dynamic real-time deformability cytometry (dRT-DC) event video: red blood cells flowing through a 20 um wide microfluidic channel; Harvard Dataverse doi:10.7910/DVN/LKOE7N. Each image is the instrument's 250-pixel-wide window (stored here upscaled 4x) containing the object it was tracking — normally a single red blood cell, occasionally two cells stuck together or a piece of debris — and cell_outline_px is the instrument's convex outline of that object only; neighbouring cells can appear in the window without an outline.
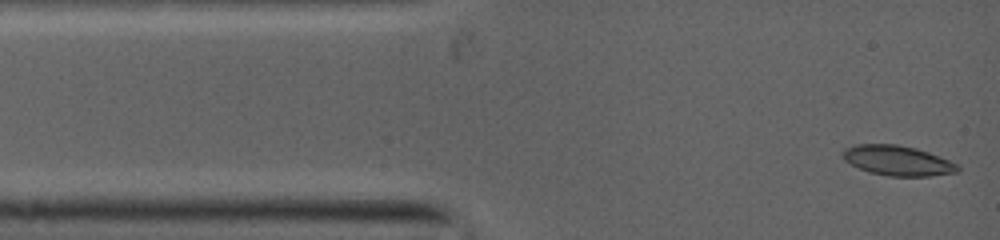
{"species": "common noctule bat (a hibernating species)", "species_latin": "Nyctalus noctula", "temperature_condition": "warm", "stored_images_in_passage": 43, "camera_frame_rate_fps": 5000, "um_per_image_px": 0.085, "animal": {"sex": "female", "body_mass_g": 19.0, "forearm_length_mm": 53.3}, "frame": {"image": 1, "passage_image": 1, "time_ms": 0.0, "image_size_px": [1000, 240], "cell_outline_px": [[960, 168], [956, 172], [928, 176], [888, 176], [868, 172], [844, 160], [844, 152], [848, 148], [860, 144], [892, 144], [912, 148], [948, 160], [956, 164]], "centroid_in_image_um": [76.28, 13.67], "position_along_channel_um": 8.7, "area_um2": 19.31}}
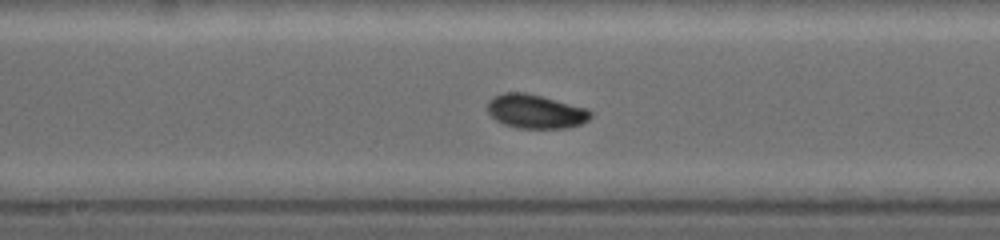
{"frame": {"image": 2, "passage_image": 18, "time_ms": 5.6, "image_size_px": [1000, 240], "cell_outline_px": [[592, 116], [588, 120], [580, 124], [568, 128], [520, 128], [504, 124], [496, 120], [488, 112], [488, 104], [496, 96], [508, 92], [520, 92], [540, 96], [584, 108], [592, 112]], "centroid_in_image_um": [45.54, 9.49], "position_along_channel_um": 202.7, "area_um2": 19.83}}
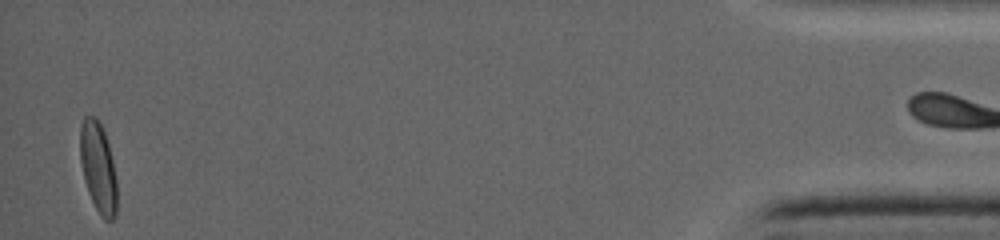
{"frame": {"image": 3, "passage_image": 42, "time_ms": 13.4, "image_size_px": [1000, 240], "cell_outline_px": [[116, 216], [112, 220], [104, 220], [100, 216], [88, 192], [80, 160], [80, 128], [84, 116], [96, 116], [104, 132], [108, 144], [112, 160], [116, 180]], "centroid_in_image_um": [8.34, 14.24], "position_along_channel_um": 426.9, "area_um2": 19.13}}